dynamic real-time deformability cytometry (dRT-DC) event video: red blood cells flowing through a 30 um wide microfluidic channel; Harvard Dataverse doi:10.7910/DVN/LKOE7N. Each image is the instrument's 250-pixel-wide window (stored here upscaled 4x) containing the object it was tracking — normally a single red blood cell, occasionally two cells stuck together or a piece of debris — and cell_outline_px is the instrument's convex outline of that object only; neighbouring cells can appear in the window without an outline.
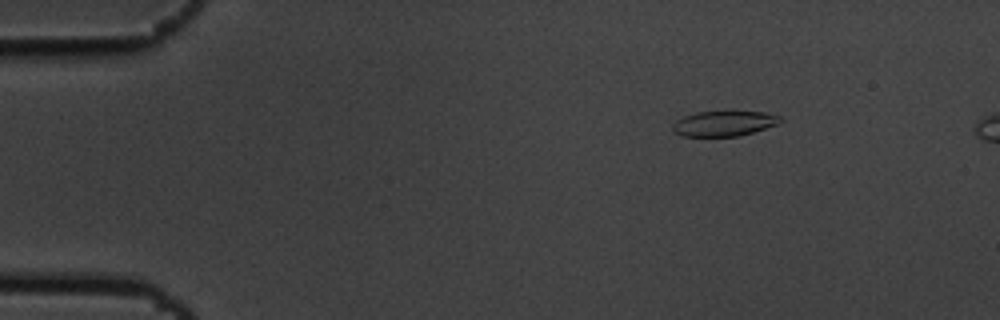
{"species": "common noctule bat (a hibernating species)", "species_latin": "Nyctalus noctula", "temperature_condition": "cold", "stored_images_in_passage": 50, "camera_frame_rate_fps": 3000, "um_per_image_px": 0.085, "animal": {"sex": "male", "body_mass_g": 19.5, "forearm_length_mm": 54.6}, "frame": {"image": 1, "passage_image": 3, "time_ms": 0.667, "image_size_px": [1000, 320], "cell_outline_px": [[784, 120], [776, 124], [752, 132], [736, 136], [680, 136], [672, 132], [672, 124], [676, 120], [684, 116], [696, 112], [764, 112], [780, 116]], "centroid_in_image_um": [61.48, 10.5], "position_along_channel_um": 23.5, "area_um2": 15.66}}
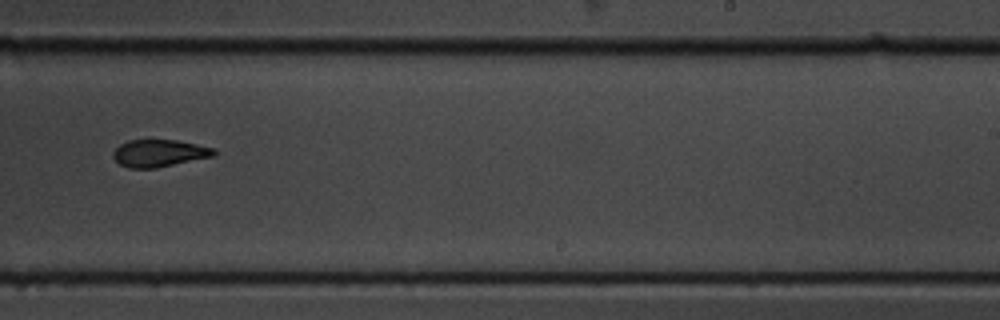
{"frame": {"image": 2, "passage_image": 30, "time_ms": 9.667, "image_size_px": [1000, 320], "cell_outline_px": [[216, 152], [212, 156], [156, 168], [128, 168], [120, 164], [112, 156], [112, 152], [120, 144], [128, 140], [176, 140], [196, 144], [212, 148]], "centroid_in_image_um": [13.47, 13.02], "position_along_channel_um": 275.5, "area_um2": 15.78}}
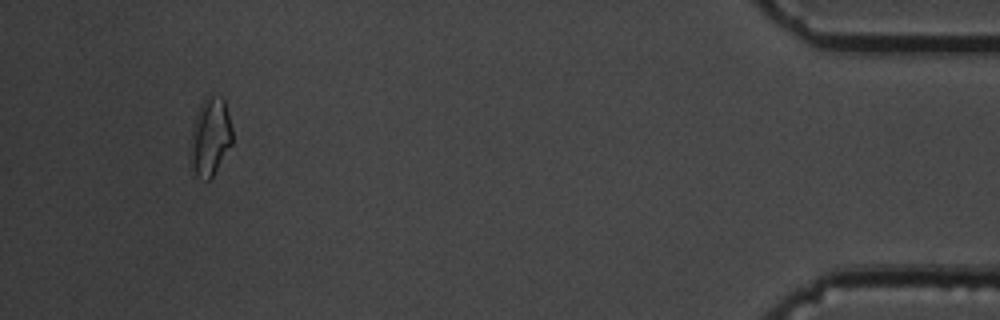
{"frame": {"image": 3, "passage_image": 47, "time_ms": 15.333, "image_size_px": [1000, 320], "cell_outline_px": [[232, 144], [212, 176], [208, 180], [196, 176], [192, 168], [192, 128], [196, 112], [204, 96], [212, 96], [224, 100], [232, 128]], "centroid_in_image_um": [17.88, 11.6], "position_along_channel_um": 417.3, "area_um2": 18.55}, "authors_computed_cell_mechanics": {"area_um2": 17.0221, "velocity_mm_per_s": 3.6618, "shape_relaxation_time_tau1_ms": 7.6127, "shape_relaxation_time_tau2_ms": 3.0187, "deformation_change_tau1": 0.1868, "deformation_change_tau2": 0.0939}}